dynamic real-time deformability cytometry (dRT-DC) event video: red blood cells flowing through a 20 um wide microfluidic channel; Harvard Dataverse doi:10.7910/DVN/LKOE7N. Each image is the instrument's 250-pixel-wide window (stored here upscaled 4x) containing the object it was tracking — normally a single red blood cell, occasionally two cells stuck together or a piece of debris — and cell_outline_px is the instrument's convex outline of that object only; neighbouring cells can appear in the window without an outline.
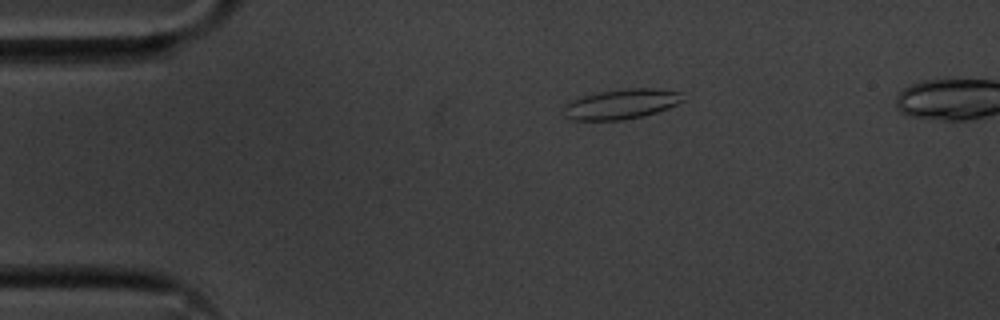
{"species": "common noctule bat (a hibernating species)", "species_latin": "Nyctalus noctula", "temperature_condition": "cold", "stored_images_in_passage": 44, "camera_frame_rate_fps": 3000, "um_per_image_px": 0.085, "animal": {"sex": "male", "body_mass_g": 20.1, "forearm_length_mm": 53.5}, "frame": {"image": 1, "passage_image": 1, "time_ms": 0.0, "image_size_px": [1000, 320], "cell_outline_px": [[684, 100], [668, 108], [656, 112], [624, 120], [568, 120], [564, 116], [564, 104], [572, 100], [584, 96], [600, 92], [628, 88], [652, 88], [680, 92]], "centroid_in_image_um": [52.77, 8.85], "position_along_channel_um": 32.2, "area_um2": 20.63}}
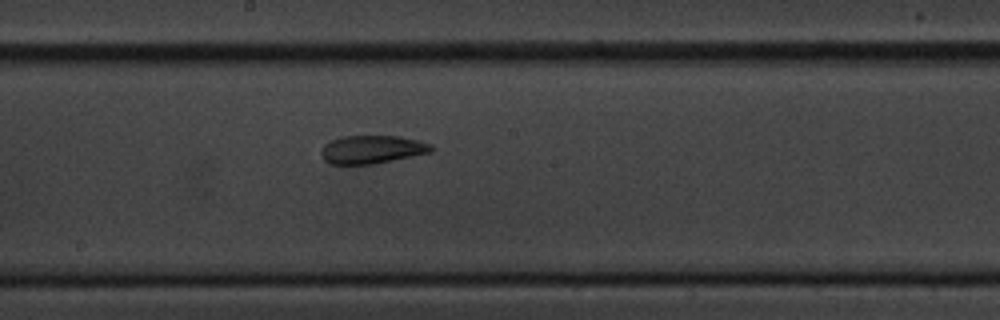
{"frame": {"image": 2, "passage_image": 20, "time_ms": 6.333, "image_size_px": [1000, 320], "cell_outline_px": [[436, 148], [432, 152], [372, 164], [328, 164], [324, 160], [320, 152], [324, 144], [340, 136], [400, 136], [420, 140], [432, 144]], "centroid_in_image_um": [31.64, 12.69], "position_along_channel_um": 216.6, "area_um2": 18.26}}
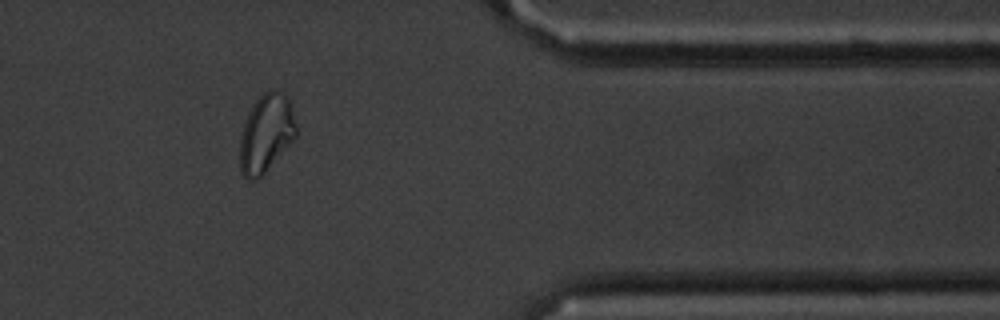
{"frame": {"image": 3, "passage_image": 36, "time_ms": 11.667, "image_size_px": [1000, 320], "cell_outline_px": [[296, 136], [264, 172], [256, 180], [248, 180], [240, 172], [240, 136], [244, 124], [256, 100], [264, 92], [272, 88], [288, 96], [296, 124]], "centroid_in_image_um": [22.61, 11.32], "position_along_channel_um": 388.8, "area_um2": 25.14}, "authors_computed_cell_mechanics": {"area_um2": 18.3515, "velocity_mm_per_s": 3.5986, "shape_relaxation_time_tau1_ms": null, "shape_relaxation_time_tau2_ms": 3.8298, "deformation_change_tau1": null, "deformation_change_tau2": 0.0957}}